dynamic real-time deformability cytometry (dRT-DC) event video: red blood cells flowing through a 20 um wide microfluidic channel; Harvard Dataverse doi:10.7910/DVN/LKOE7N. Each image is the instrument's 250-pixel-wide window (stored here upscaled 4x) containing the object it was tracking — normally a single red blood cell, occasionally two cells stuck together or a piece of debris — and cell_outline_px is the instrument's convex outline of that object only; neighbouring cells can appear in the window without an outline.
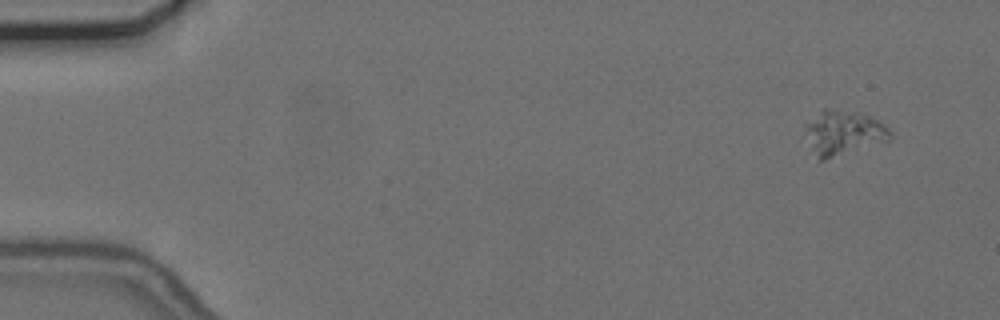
{"species": "common noctule bat (a hibernating species)", "species_latin": "Nyctalus noctula", "temperature_condition": "cold", "stored_images_in_passage": 8, "camera_frame_rate_fps": 3000, "um_per_image_px": 0.085, "animal": {"sex": "female", "body_mass_g": 24.6, "forearm_length_mm": 56.2}, "frame": {"image": 1, "passage_image": 1, "time_ms": 0.0, "image_size_px": [1000, 320], "cell_outline_px": [[892, 140], [824, 160], [816, 160], [804, 124], [804, 120], [824, 108], [864, 112], [888, 128], [892, 132]], "centroid_in_image_um": [71.69, 11.26], "position_along_channel_um": 13.3, "area_um2": 22.43}}